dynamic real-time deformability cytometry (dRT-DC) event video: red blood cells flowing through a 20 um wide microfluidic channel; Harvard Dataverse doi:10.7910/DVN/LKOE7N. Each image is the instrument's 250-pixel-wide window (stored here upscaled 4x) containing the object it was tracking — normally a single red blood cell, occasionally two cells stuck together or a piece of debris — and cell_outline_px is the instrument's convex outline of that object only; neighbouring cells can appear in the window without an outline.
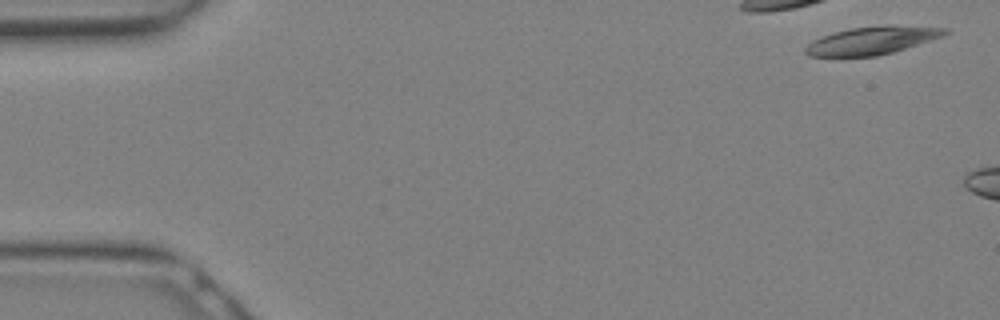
{"species": "Egyptian fruit bat (a non-hibernating species)", "species_latin": "Rousettus aegyptiacus", "temperature_condition": "warm", "stored_images_in_passage": 4, "camera_frame_rate_fps": 3000, "um_per_image_px": 0.085, "animal": {"sex": "female"}, "frame": {"image": 1, "passage_image": 1, "time_ms": 0.0, "image_size_px": [1000, 320], "cell_outline_px": [[948, 32], [944, 36], [892, 52], [876, 56], [808, 56], [804, 52], [804, 48], [812, 40], [836, 32], [852, 28], [948, 28]], "centroid_in_image_um": [74.01, 3.51], "position_along_channel_um": 11.0, "area_um2": 21.15}}